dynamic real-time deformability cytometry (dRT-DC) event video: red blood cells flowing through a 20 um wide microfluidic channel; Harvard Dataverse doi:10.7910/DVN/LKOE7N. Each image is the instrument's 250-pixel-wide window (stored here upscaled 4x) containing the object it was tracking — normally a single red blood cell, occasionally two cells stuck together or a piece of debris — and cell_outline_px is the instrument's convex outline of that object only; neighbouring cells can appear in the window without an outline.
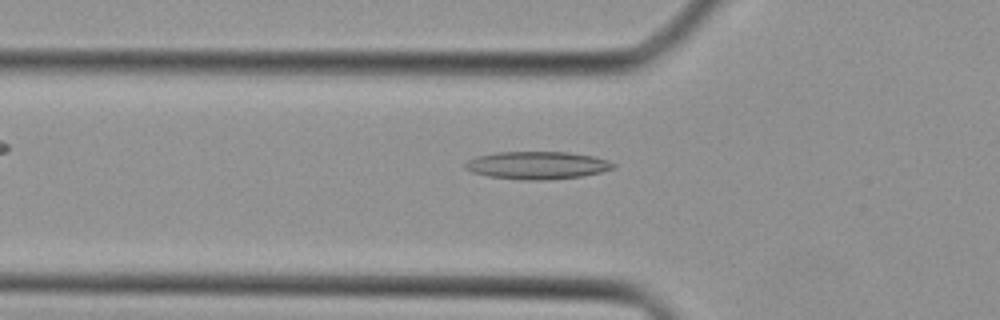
{"species": "Egyptian fruit bat (a non-hibernating species)", "species_latin": "Rousettus aegyptiacus", "temperature_condition": "cold", "stored_images_in_passage": 24, "camera_frame_rate_fps": 3000, "um_per_image_px": 0.085, "animal": {"sex": "female"}, "frame": {"image": 1, "passage_image": 3, "time_ms": 0.667, "image_size_px": [1000, 320], "cell_outline_px": [[616, 168], [600, 172], [580, 176], [548, 180], [520, 180], [488, 176], [472, 172], [464, 168], [464, 164], [468, 160], [476, 156], [496, 152], [568, 152], [592, 156], [608, 160], [616, 164]], "centroid_in_image_um": [45.65, 14.05], "position_along_channel_um": 80.2, "area_um2": 23.99}}
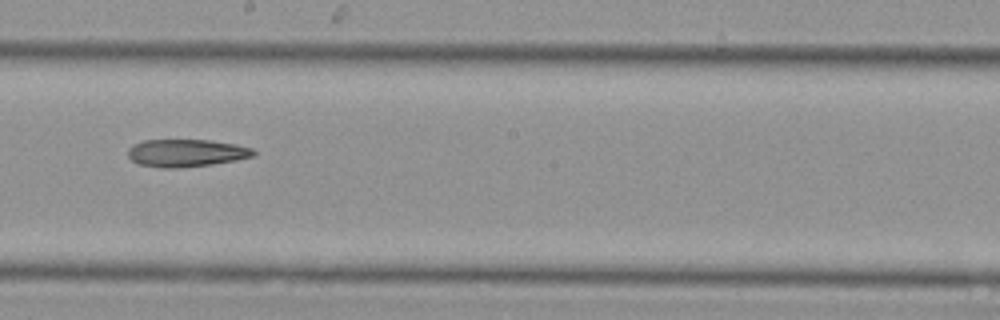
{"frame": {"image": 2, "passage_image": 12, "time_ms": 3.667, "image_size_px": [1000, 320], "cell_outline_px": [[256, 152], [252, 156], [236, 160], [212, 164], [180, 168], [160, 168], [136, 164], [128, 156], [128, 148], [132, 144], [144, 140], [212, 140], [236, 144], [252, 148]], "centroid_in_image_um": [15.79, 13.0], "position_along_channel_um": 232.4, "area_um2": 20.35}}
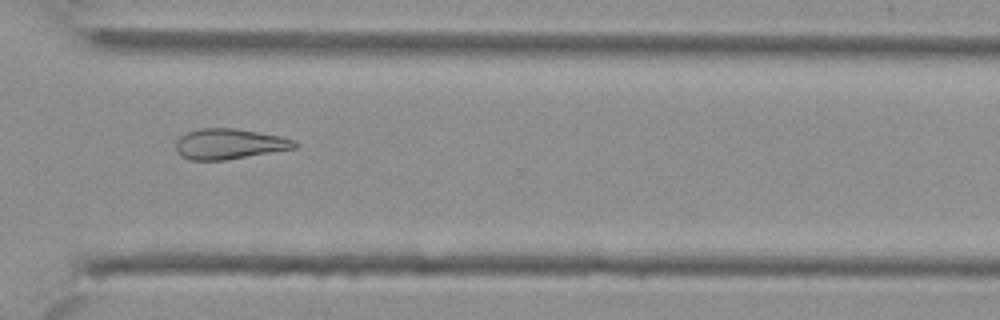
{"frame": {"image": 3, "passage_image": 19, "time_ms": 6.0, "image_size_px": [1000, 320], "cell_outline_px": [[300, 144], [296, 148], [224, 160], [188, 160], [180, 156], [176, 152], [176, 140], [180, 136], [188, 132], [200, 128], [236, 128], [280, 136], [296, 140]], "centroid_in_image_um": [19.48, 12.23], "position_along_channel_um": 351.1, "area_um2": 21.21}}